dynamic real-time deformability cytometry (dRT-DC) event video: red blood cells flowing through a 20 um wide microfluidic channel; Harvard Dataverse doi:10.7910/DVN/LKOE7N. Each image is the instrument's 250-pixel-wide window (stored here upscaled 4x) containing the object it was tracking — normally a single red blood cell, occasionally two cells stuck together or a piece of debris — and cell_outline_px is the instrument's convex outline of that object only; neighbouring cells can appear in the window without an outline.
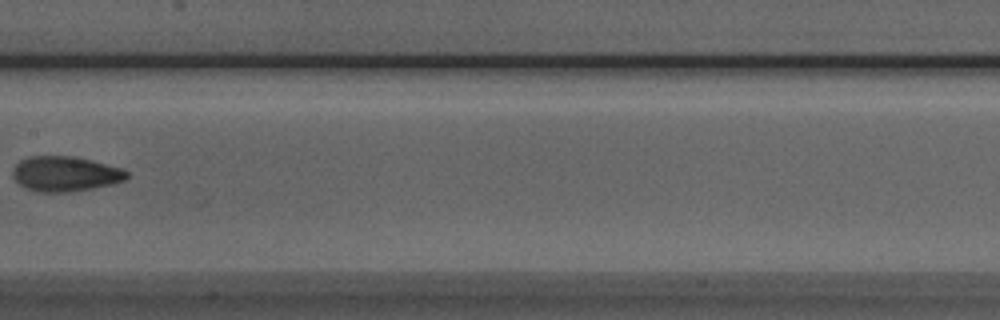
{"species": "Egyptian fruit bat (a non-hibernating species)", "species_latin": "Rousettus aegyptiacus", "temperature_condition": "room temperature", "stored_images_in_passage": 9, "camera_frame_rate_fps": 3000, "um_per_image_px": 0.085, "animal": {"sex": "male"}, "frame": {"image": 1, "passage_image": 8, "time_ms": 8.333, "image_size_px": [1000, 320], "cell_outline_px": [[128, 176], [124, 180], [112, 184], [92, 188], [68, 192], [36, 192], [24, 188], [12, 176], [12, 168], [20, 160], [28, 156], [72, 156], [92, 160], [120, 168], [128, 172]], "centroid_in_image_um": [5.5, 14.78], "position_along_channel_um": 201.9, "area_um2": 23.35}}
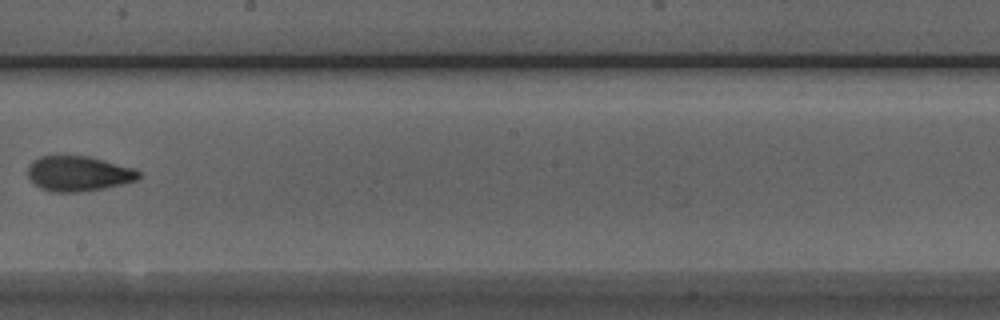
{"frame": {"image": 2, "passage_image": 9, "time_ms": 9.333, "image_size_px": [1000, 320], "cell_outline_px": [[140, 180], [124, 184], [104, 188], [76, 192], [56, 192], [40, 188], [28, 176], [28, 164], [32, 160], [40, 156], [88, 156], [104, 160], [132, 168], [140, 172]], "centroid_in_image_um": [6.68, 14.75], "position_along_channel_um": 241.5, "area_um2": 22.66}}